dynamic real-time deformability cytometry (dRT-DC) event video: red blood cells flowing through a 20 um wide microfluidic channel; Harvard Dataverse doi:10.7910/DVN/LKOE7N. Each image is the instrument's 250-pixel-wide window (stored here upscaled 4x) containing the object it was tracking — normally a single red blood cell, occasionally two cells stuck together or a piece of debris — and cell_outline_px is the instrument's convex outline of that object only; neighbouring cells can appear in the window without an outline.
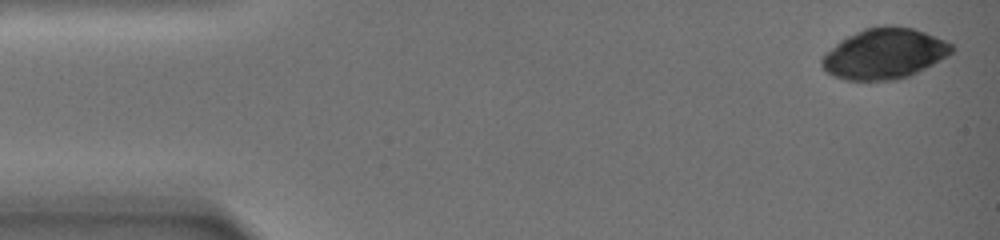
{"species": "common noctule bat (a hibernating species)", "species_latin": "Nyctalus noctula", "temperature_condition": "warm", "stored_images_in_passage": 39, "camera_frame_rate_fps": 3000, "um_per_image_px": 0.085, "animal": {"sex": "female", "body_mass_g": 19.0, "forearm_length_mm": 51.5}, "frame": {"image": 1, "passage_image": 1, "time_ms": 0.0, "image_size_px": [1000, 240], "cell_outline_px": [[956, 48], [948, 56], [908, 76], [896, 80], [844, 80], [832, 76], [820, 64], [820, 60], [840, 40], [864, 28], [884, 24], [892, 24], [912, 28], [924, 32], [944, 40], [952, 44]], "centroid_in_image_um": [75.18, 4.55], "position_along_channel_um": 9.8, "area_um2": 38.15}}